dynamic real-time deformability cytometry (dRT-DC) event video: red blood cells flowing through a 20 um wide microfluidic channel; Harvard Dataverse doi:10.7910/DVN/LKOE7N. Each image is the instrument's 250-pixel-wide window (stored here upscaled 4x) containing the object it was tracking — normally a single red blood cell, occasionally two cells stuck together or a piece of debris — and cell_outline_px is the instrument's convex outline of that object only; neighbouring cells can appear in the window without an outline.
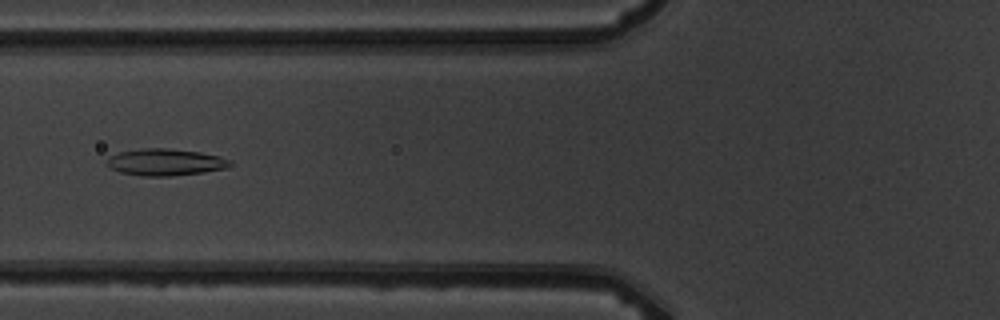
{"species": "common noctule bat (a hibernating species)", "species_latin": "Nyctalus noctula", "temperature_condition": "warm", "stored_images_in_passage": 9, "camera_frame_rate_fps": 3000, "um_per_image_px": 0.085, "animal": {"sex": "male", "body_mass_g": 19.5, "forearm_length_mm": 54.6}, "frame": {"image": 1, "passage_image": 6, "time_ms": 6.667, "image_size_px": [1000, 320], "cell_outline_px": [[232, 164], [228, 168], [204, 172], [172, 176], [144, 176], [120, 172], [112, 168], [108, 164], [108, 160], [112, 156], [120, 152], [144, 148], [168, 148], [200, 152], [220, 156], [232, 160]], "centroid_in_image_um": [14.14, 13.78], "position_along_channel_um": 111.7, "area_um2": 19.13}}
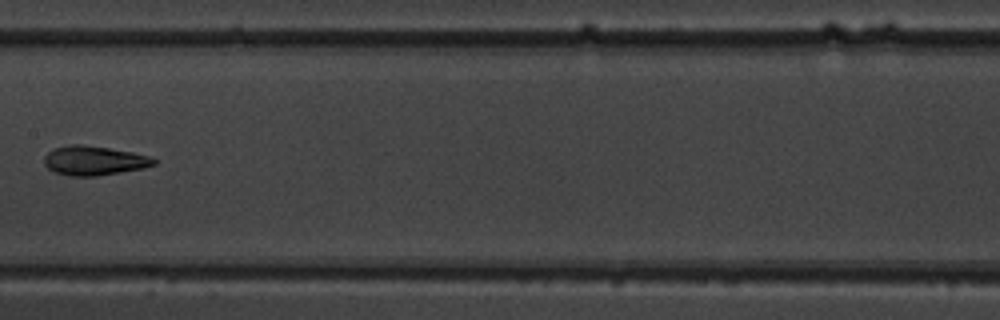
{"frame": {"image": 2, "passage_image": 8, "time_ms": 9.0, "image_size_px": [1000, 320], "cell_outline_px": [[156, 164], [144, 168], [96, 176], [68, 176], [56, 172], [48, 168], [44, 164], [44, 156], [52, 148], [72, 144], [80, 144], [108, 148], [132, 152], [152, 156], [156, 160]], "centroid_in_image_um": [7.99, 13.65], "position_along_channel_um": 199.4, "area_um2": 18.79}}
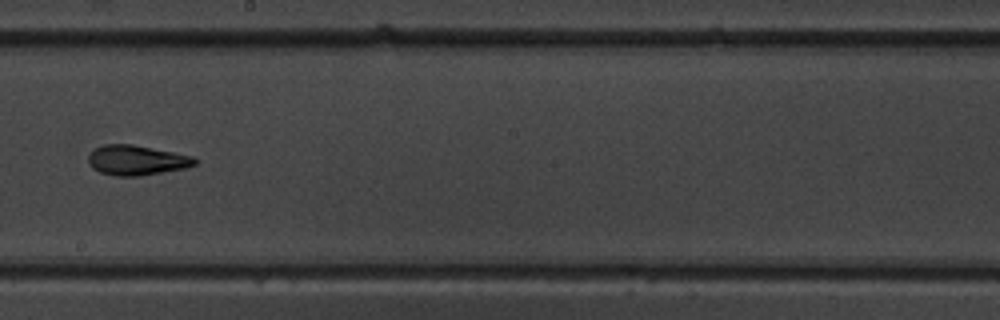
{"frame": {"image": 3, "passage_image": 9, "time_ms": 10.0, "image_size_px": [1000, 320], "cell_outline_px": [[200, 160], [196, 164], [184, 168], [140, 176], [116, 176], [100, 172], [92, 168], [88, 164], [88, 156], [96, 148], [104, 144], [132, 144], [192, 156]], "centroid_in_image_um": [11.6, 13.62], "position_along_channel_um": 236.6, "area_um2": 18.5}}